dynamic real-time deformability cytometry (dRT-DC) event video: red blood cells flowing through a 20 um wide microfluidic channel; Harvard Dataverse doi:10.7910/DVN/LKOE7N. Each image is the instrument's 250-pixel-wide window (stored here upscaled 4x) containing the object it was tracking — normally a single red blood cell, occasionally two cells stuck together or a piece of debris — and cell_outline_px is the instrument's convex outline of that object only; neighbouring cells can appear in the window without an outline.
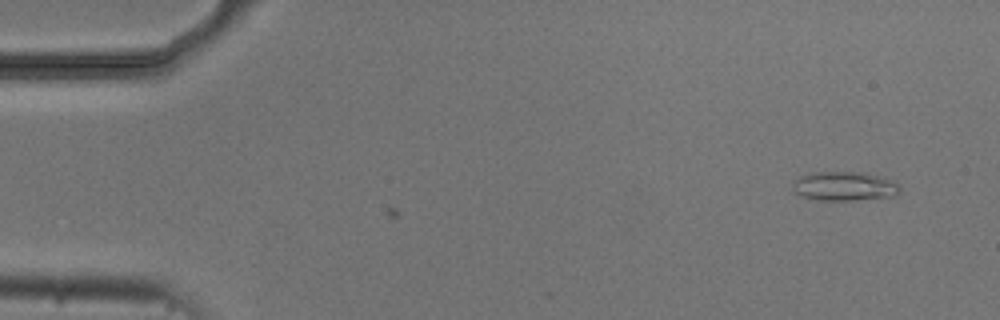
{"species": "common noctule bat (a hibernating species)", "species_latin": "Nyctalus noctula", "temperature_condition": "cold", "stored_images_in_passage": 2, "camera_frame_rate_fps": 3000, "um_per_image_px": 0.085, "animal": {"sex": "male", "body_mass_g": 20.5, "forearm_length_mm": 52.5}, "frame": {"image": 1, "passage_image": 2, "time_ms": 2.333, "image_size_px": [1000, 320], "cell_outline_px": [[900, 192], [896, 196], [856, 200], [820, 200], [800, 196], [792, 188], [792, 184], [800, 176], [812, 172], [864, 172], [896, 180], [900, 188]], "centroid_in_image_um": [71.82, 15.82], "position_along_channel_um": 13.2, "area_um2": 18.44}}